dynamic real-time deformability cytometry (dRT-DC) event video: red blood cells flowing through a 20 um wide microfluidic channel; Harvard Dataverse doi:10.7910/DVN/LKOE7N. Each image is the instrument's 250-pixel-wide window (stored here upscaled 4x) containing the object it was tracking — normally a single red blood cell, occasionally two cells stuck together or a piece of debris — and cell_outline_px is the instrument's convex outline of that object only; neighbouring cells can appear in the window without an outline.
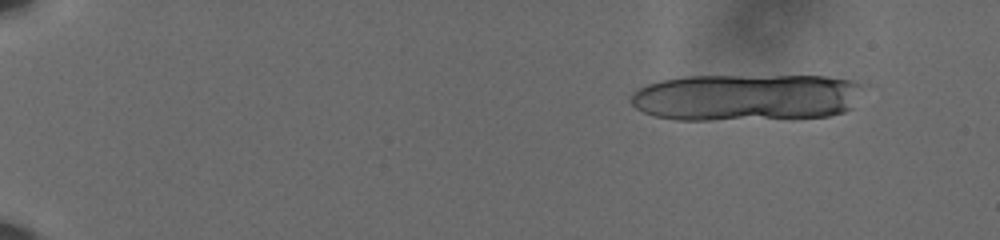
{"species": "human", "species_latin": "Homo sapiens", "temperature_condition": "cold", "stored_images_in_passage": 22, "camera_frame_rate_fps": 3000, "um_per_image_px": 0.085, "donor": {"sex": "male"}, "frame": {"image": 1, "passage_image": 6, "time_ms": 1.667, "image_size_px": [1000, 240], "cell_outline_px": [[860, 84], [852, 108], [844, 112], [828, 116], [708, 120], [676, 120], [656, 116], [644, 112], [636, 108], [628, 100], [632, 92], [648, 84], [660, 80], [684, 76], [828, 76], [852, 80]], "centroid_in_image_um": [63.36, 8.26], "position_along_channel_um": 21.6, "area_um2": 63.52}}